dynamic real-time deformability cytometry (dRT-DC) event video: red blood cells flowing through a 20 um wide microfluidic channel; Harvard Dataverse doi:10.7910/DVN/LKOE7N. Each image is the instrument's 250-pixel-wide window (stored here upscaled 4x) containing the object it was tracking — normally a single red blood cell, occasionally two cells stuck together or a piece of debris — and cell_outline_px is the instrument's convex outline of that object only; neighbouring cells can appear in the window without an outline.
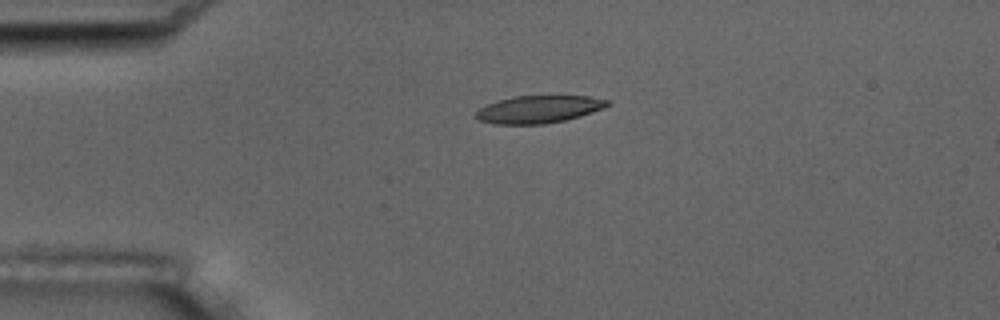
{"species": "common noctule bat (a hibernating species)", "species_latin": "Nyctalus noctula", "temperature_condition": "room temperature", "stored_images_in_passage": 6, "camera_frame_rate_fps": 3000, "um_per_image_px": 0.085, "animal": {"sex": "male", "body_mass_g": 17.5, "forearm_length_mm": 52.3}, "frame": {"image": 1, "passage_image": 4, "time_ms": 3.667, "image_size_px": [1000, 320], "cell_outline_px": [[608, 104], [604, 108], [580, 116], [564, 120], [544, 124], [492, 124], [480, 120], [476, 116], [476, 112], [480, 108], [488, 104], [512, 96], [588, 96], [608, 100]], "centroid_in_image_um": [45.78, 9.29], "position_along_channel_um": 39.2, "area_um2": 20.81}}